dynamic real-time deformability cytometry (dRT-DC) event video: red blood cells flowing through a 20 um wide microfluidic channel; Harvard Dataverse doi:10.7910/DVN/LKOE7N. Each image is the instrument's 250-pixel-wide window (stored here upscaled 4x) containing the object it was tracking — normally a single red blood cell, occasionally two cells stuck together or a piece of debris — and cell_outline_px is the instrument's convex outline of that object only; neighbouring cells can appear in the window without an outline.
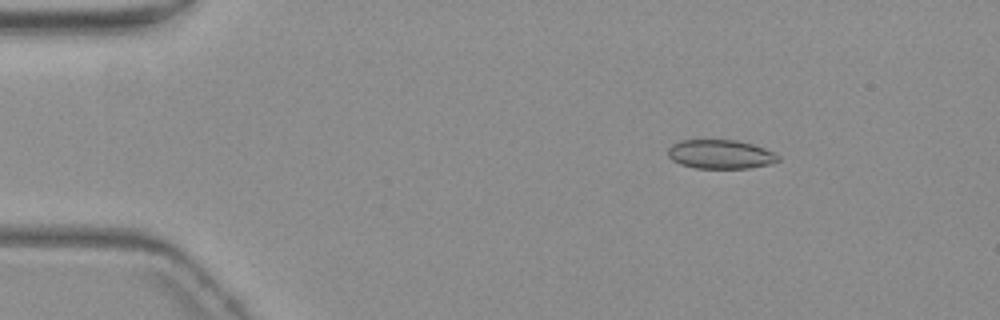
{"species": "common noctule bat (a hibernating species)", "species_latin": "Nyctalus noctula", "temperature_condition": "warm", "stored_images_in_passage": 5, "camera_frame_rate_fps": 3000, "um_per_image_px": 0.085, "animal": {"sex": "female", "body_mass_g": 19.3, "forearm_length_mm": 54.1}, "frame": {"image": 1, "passage_image": 1, "time_ms": 0.0, "image_size_px": [1000, 320], "cell_outline_px": [[780, 160], [772, 164], [748, 168], [696, 168], [680, 164], [672, 160], [668, 156], [668, 148], [672, 144], [680, 140], [736, 140], [752, 144], [764, 148], [780, 156]], "centroid_in_image_um": [61.24, 13.11], "position_along_channel_um": 23.8, "area_um2": 18.67}}
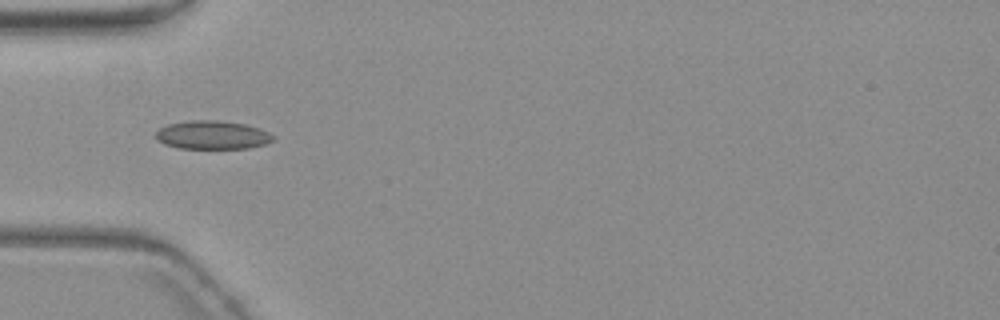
{"frame": {"image": 2, "passage_image": 4, "time_ms": 3.333, "image_size_px": [1000, 320], "cell_outline_px": [[276, 140], [264, 144], [248, 148], [180, 148], [164, 144], [156, 140], [156, 132], [160, 128], [168, 124], [188, 120], [216, 120], [244, 124], [260, 128], [276, 136]], "centroid_in_image_um": [18.07, 11.47], "position_along_channel_um": 66.9, "area_um2": 19.54}}
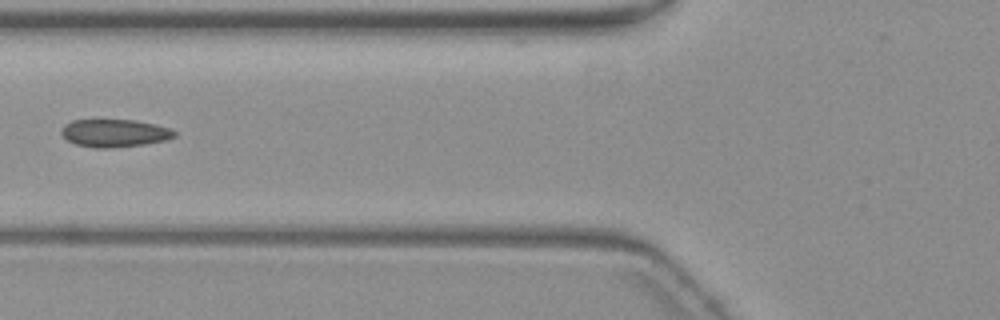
{"frame": {"image": 3, "passage_image": 5, "time_ms": 4.667, "image_size_px": [1000, 320], "cell_outline_px": [[176, 136], [168, 140], [144, 144], [112, 148], [96, 148], [76, 144], [68, 140], [60, 132], [64, 124], [72, 120], [136, 120], [168, 128], [176, 132]], "centroid_in_image_um": [9.73, 11.32], "position_along_channel_um": 116.1, "area_um2": 18.21}}